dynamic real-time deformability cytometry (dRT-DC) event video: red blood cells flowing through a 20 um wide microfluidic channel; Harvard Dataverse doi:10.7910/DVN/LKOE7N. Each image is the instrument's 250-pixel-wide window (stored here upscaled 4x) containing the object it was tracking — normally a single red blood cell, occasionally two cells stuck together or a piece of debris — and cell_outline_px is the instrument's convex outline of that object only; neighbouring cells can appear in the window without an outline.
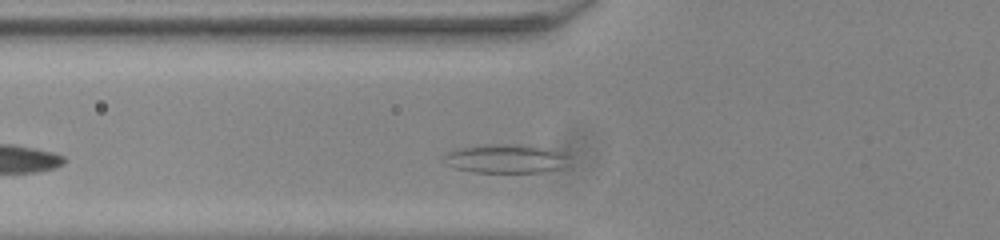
{"species": "common noctule bat (a hibernating species)", "species_latin": "Nyctalus noctula", "temperature_condition": "room temperature", "stored_images_in_passage": 29, "camera_frame_rate_fps": 3000, "um_per_image_px": 0.085, "animal": {"sex": "male", "body_mass_g": 20.0, "forearm_length_mm": 53.3}, "frame": {"image": 1, "passage_image": 5, "time_ms": 1.333, "image_size_px": [1000, 240], "cell_outline_px": [[568, 156], [560, 168], [540, 172], [472, 172], [456, 168], [448, 164], [444, 156], [448, 152], [464, 148], [484, 144], [520, 144], [544, 148], [564, 152]], "centroid_in_image_um": [42.99, 13.48], "position_along_channel_um": 82.8, "area_um2": 20.52}}
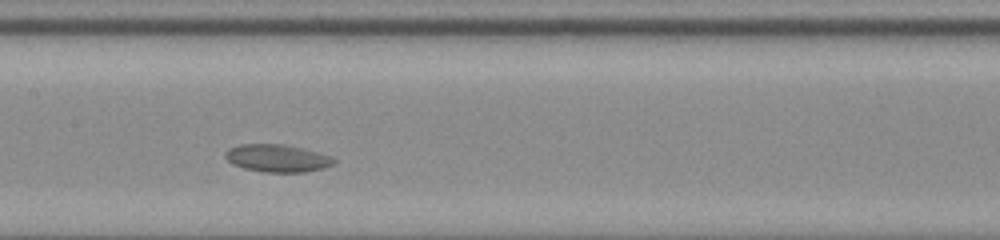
{"frame": {"image": 2, "passage_image": 13, "time_ms": 4.0, "image_size_px": [1000, 240], "cell_outline_px": [[336, 164], [324, 168], [304, 172], [264, 172], [244, 168], [232, 164], [224, 156], [224, 152], [228, 148], [240, 144], [280, 144], [300, 148], [332, 156], [336, 160]], "centroid_in_image_um": [23.56, 13.45], "position_along_channel_um": 183.8, "area_um2": 17.46}}
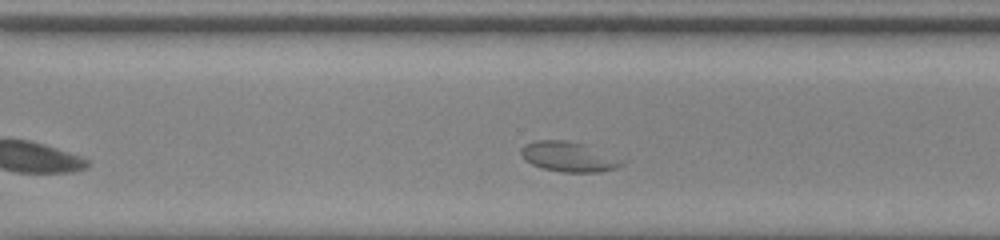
{"frame": {"image": 3, "passage_image": 24, "time_ms": 7.667, "image_size_px": [1000, 240], "cell_outline_px": [[628, 160], [624, 164], [616, 168], [600, 172], [564, 172], [544, 168], [532, 164], [524, 160], [520, 152], [520, 148], [524, 144], [536, 140], [564, 140], [584, 144]], "centroid_in_image_um": [48.37, 13.32], "position_along_channel_um": 322.2, "area_um2": 17.8}, "authors_computed_cell_mechanics": {"area_um2": 17.5134, "velocity_mm_per_s": 3.7822, "shape_relaxation_time_tau1_ms": null, "shape_relaxation_time_tau2_ms": 4.6164, "deformation_change_tau1": null, "deformation_change_tau2": 0.0387}}